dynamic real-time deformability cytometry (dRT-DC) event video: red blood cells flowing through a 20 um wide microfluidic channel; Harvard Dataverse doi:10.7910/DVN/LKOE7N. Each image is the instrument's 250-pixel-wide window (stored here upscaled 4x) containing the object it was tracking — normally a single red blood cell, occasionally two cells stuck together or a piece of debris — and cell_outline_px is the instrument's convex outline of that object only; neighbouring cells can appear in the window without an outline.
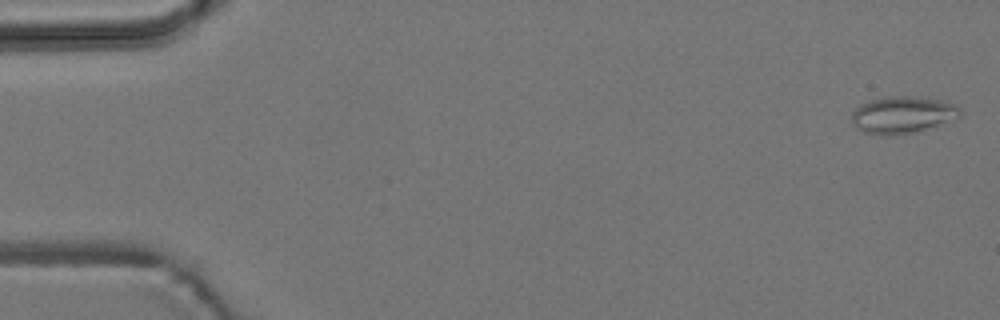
{"species": "common noctule bat (a hibernating species)", "species_latin": "Nyctalus noctula", "temperature_condition": "room temperature", "stored_images_in_passage": 54, "camera_frame_rate_fps": 3000, "um_per_image_px": 0.085, "animal": {"sex": "male", "body_mass_g": 19.2, "forearm_length_mm": 51.8}, "frame": {"image": 1, "passage_image": 1, "time_ms": 0.0, "image_size_px": [1000, 320], "cell_outline_px": [[960, 116], [956, 120], [912, 132], [892, 136], [880, 136], [864, 132], [856, 128], [852, 124], [852, 112], [860, 104], [872, 100], [892, 96], [924, 96], [956, 104], [960, 108]], "centroid_in_image_um": [76.73, 9.76], "position_along_channel_um": 8.3, "area_um2": 23.64}}
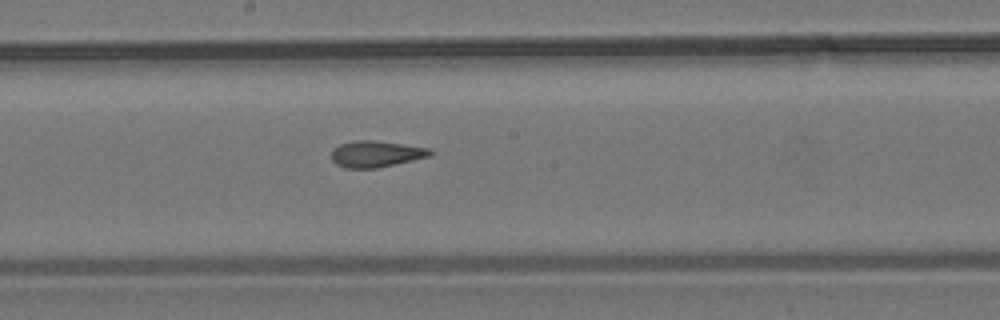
{"frame": {"image": 2, "passage_image": 29, "time_ms": 9.333, "image_size_px": [1000, 320], "cell_outline_px": [[432, 156], [376, 168], [344, 168], [336, 164], [332, 160], [332, 152], [340, 144], [352, 140], [376, 140], [428, 148], [432, 152]], "centroid_in_image_um": [31.95, 13.08], "position_along_channel_um": 216.2, "area_um2": 15.09}}
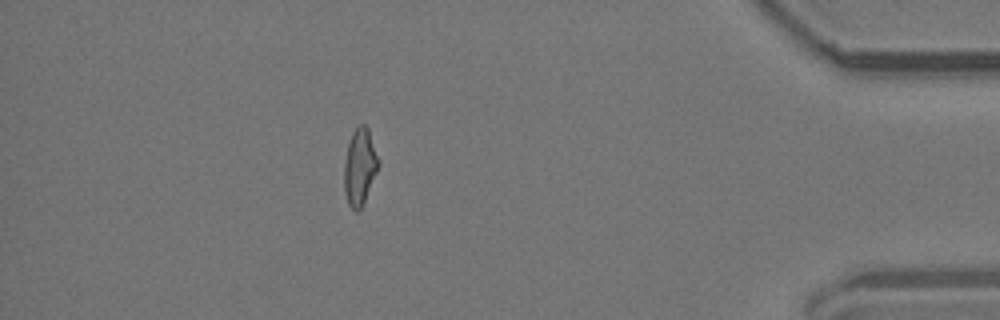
{"frame": {"image": 3, "passage_image": 48, "time_ms": 15.667, "image_size_px": [1000, 320], "cell_outline_px": [[380, 164], [364, 204], [356, 212], [348, 204], [344, 192], [344, 164], [348, 144], [352, 132], [360, 124], [364, 124], [368, 128], [380, 160]], "centroid_in_image_um": [30.59, 14.19], "position_along_channel_um": 404.6, "area_um2": 15.49}, "authors_computed_cell_mechanics": {"area_um2": 15.6638, "velocity_mm_per_s": 3.7493, "shape_relaxation_time_tau1_ms": null, "shape_relaxation_time_tau2_ms": 2.106, "deformation_change_tau1": null, "deformation_change_tau2": 0.1046}}